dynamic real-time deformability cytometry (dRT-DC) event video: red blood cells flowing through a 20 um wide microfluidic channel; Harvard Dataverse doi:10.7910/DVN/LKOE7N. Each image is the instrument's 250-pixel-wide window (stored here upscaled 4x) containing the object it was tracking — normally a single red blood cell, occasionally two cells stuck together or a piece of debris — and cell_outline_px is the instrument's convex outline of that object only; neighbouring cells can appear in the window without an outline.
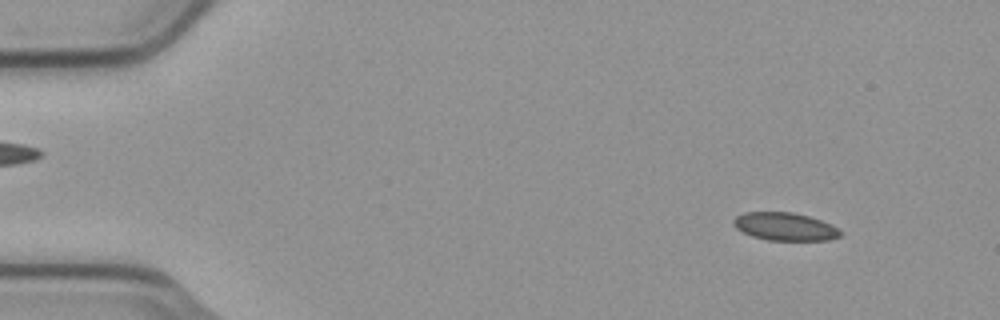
{"species": "common noctule bat (a hibernating species)", "species_latin": "Nyctalus noctula", "temperature_condition": "cold", "stored_images_in_passage": 5, "camera_frame_rate_fps": 3000, "um_per_image_px": 0.085, "animal": {"sex": "male", "body_mass_g": 23.1, "forearm_length_mm": 52.7}, "frame": {"image": 1, "passage_image": 2, "time_ms": 0.333, "image_size_px": [1000, 320], "cell_outline_px": [[844, 232], [840, 236], [828, 240], [768, 240], [752, 236], [736, 228], [732, 224], [732, 220], [736, 216], [744, 212], [792, 212], [808, 216], [832, 224]], "centroid_in_image_um": [66.73, 19.25], "position_along_channel_um": 18.3, "area_um2": 17.46}}
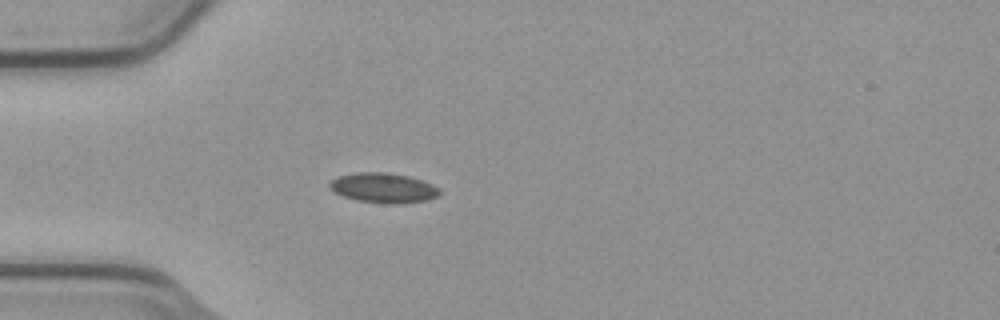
{"frame": {"image": 2, "passage_image": 5, "time_ms": 1.333, "image_size_px": [1000, 320], "cell_outline_px": [[440, 192], [436, 196], [428, 200], [400, 204], [388, 204], [356, 200], [344, 196], [336, 192], [328, 184], [332, 180], [340, 176], [356, 172], [388, 172], [408, 176], [432, 184], [440, 188]], "centroid_in_image_um": [32.62, 15.97], "position_along_channel_um": 52.4, "area_um2": 19.02}}